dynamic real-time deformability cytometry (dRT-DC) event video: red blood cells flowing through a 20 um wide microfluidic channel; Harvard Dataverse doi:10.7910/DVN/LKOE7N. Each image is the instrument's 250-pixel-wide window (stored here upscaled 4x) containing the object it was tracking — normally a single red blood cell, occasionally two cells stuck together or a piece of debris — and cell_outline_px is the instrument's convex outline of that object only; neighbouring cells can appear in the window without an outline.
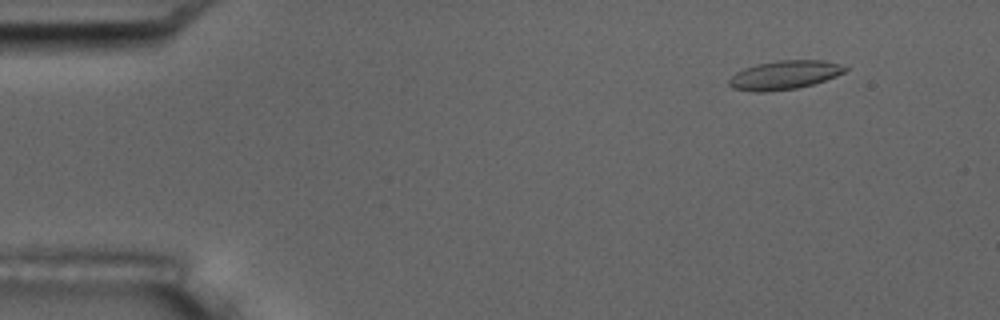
{"species": "common noctule bat (a hibernating species)", "species_latin": "Nyctalus noctula", "temperature_condition": "room temperature", "stored_images_in_passage": 6, "camera_frame_rate_fps": 3000, "um_per_image_px": 0.085, "animal": {"sex": "male", "body_mass_g": 17.5, "forearm_length_mm": 52.3}, "frame": {"image": 1, "passage_image": 2, "time_ms": 1.0, "image_size_px": [1000, 320], "cell_outline_px": [[848, 68], [844, 72], [836, 76], [812, 84], [796, 88], [764, 92], [756, 92], [732, 88], [728, 84], [728, 80], [736, 72], [744, 68], [756, 64], [776, 60], [820, 60], [836, 64]], "centroid_in_image_um": [66.61, 6.38], "position_along_channel_um": 18.4, "area_um2": 19.25}}
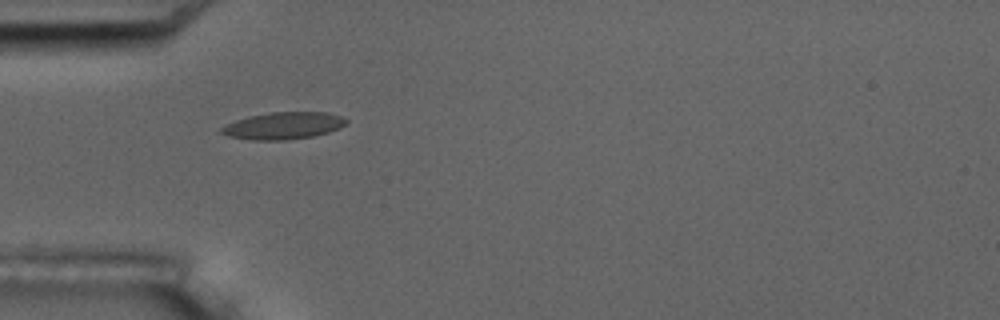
{"frame": {"image": 2, "passage_image": 5, "time_ms": 4.667, "image_size_px": [1000, 320], "cell_outline_px": [[348, 124], [340, 128], [328, 132], [312, 136], [288, 140], [252, 140], [228, 136], [220, 132], [220, 128], [236, 120], [248, 116], [272, 112], [328, 112], [340, 116], [348, 120]], "centroid_in_image_um": [24.11, 10.68], "position_along_channel_um": 60.9, "area_um2": 19.71}}